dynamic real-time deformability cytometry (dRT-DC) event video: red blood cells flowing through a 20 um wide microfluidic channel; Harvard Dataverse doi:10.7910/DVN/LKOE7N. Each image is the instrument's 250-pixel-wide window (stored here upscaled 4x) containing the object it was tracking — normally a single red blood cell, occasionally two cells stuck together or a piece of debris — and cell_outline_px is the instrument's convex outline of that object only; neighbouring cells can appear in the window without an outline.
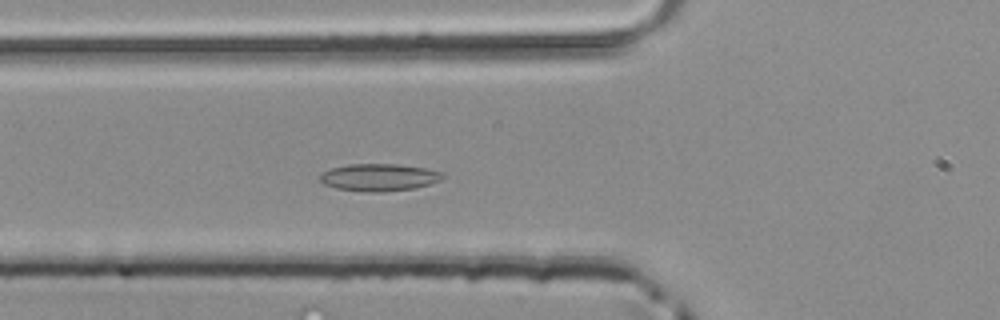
{"species": "common noctule bat (a hibernating species)", "species_latin": "Nyctalus noctula", "temperature_condition": "room temperature", "stored_images_in_passage": 44, "camera_frame_rate_fps": 3000, "um_per_image_px": 0.085, "animal": {"sex": "male", "body_mass_g": 20.4}, "frame": {"image": 1, "passage_image": 13, "time_ms": 4.0, "image_size_px": [1000, 320], "cell_outline_px": [[448, 176], [440, 180], [416, 188], [384, 192], [368, 192], [336, 188], [324, 184], [320, 180], [320, 176], [324, 172], [332, 168], [348, 164], [396, 164], [424, 168], [444, 172]], "centroid_in_image_um": [32.27, 15.08], "position_along_channel_um": 93.5, "area_um2": 19.54}}
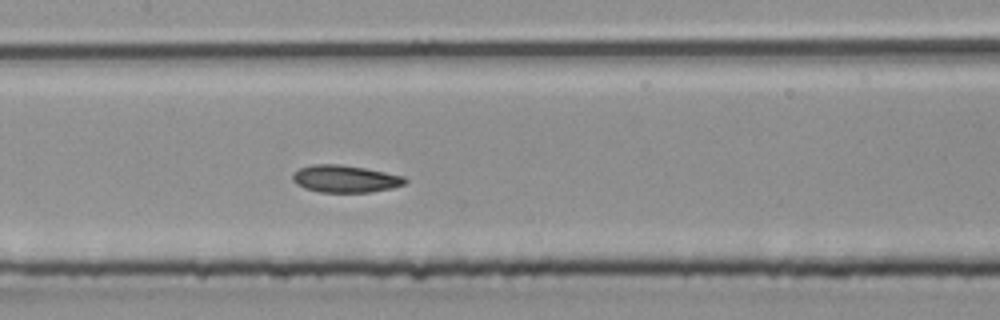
{"frame": {"image": 2, "passage_image": 19, "time_ms": 6.0, "image_size_px": [1000, 320], "cell_outline_px": [[408, 180], [404, 184], [392, 188], [368, 192], [320, 192], [304, 188], [296, 184], [292, 180], [292, 172], [300, 168], [312, 164], [336, 164], [364, 168], [404, 176]], "centroid_in_image_um": [29.3, 15.2], "position_along_channel_um": 178.1, "area_um2": 17.8}}
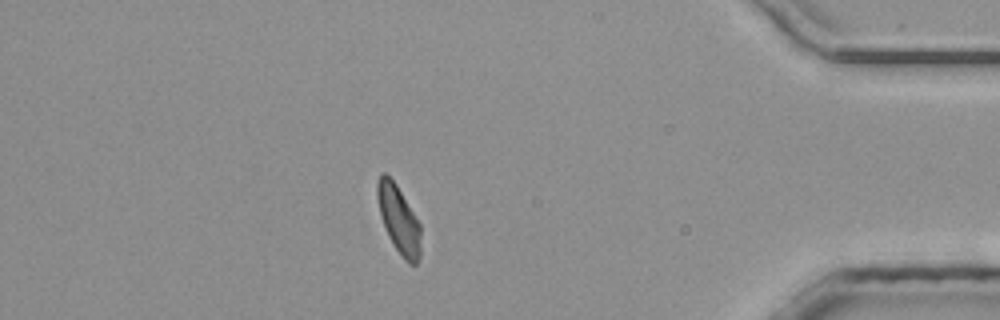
{"frame": {"image": 3, "passage_image": 38, "time_ms": 12.333, "image_size_px": [1000, 320], "cell_outline_px": [[420, 256], [416, 264], [408, 264], [404, 260], [388, 236], [380, 216], [376, 196], [376, 184], [380, 172], [384, 172], [396, 184], [420, 224]], "centroid_in_image_um": [33.87, 18.64], "position_along_channel_um": 401.3, "area_um2": 17.11}}